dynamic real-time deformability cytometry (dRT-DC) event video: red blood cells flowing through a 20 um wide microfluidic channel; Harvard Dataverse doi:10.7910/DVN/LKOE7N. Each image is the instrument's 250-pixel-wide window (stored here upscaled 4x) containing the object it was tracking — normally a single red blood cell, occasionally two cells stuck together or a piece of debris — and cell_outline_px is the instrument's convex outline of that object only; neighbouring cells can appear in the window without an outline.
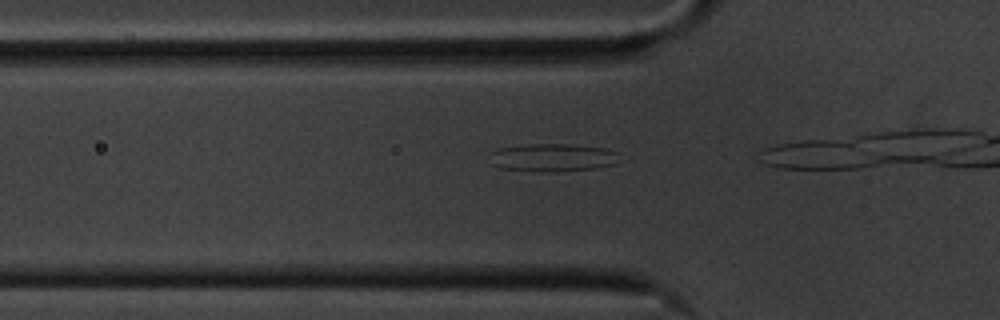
{"species": "common noctule bat (a hibernating species)", "species_latin": "Nyctalus noctula", "temperature_condition": "cold", "stored_images_in_passage": 9, "camera_frame_rate_fps": 3000, "um_per_image_px": 0.085, "animal": {"sex": "male", "body_mass_g": 20.1, "forearm_length_mm": 53.5}, "frame": {"image": 1, "passage_image": 7, "time_ms": 2.0, "image_size_px": [1000, 320], "cell_outline_px": [[620, 152], [616, 164], [596, 168], [556, 172], [532, 172], [500, 168], [492, 164], [492, 152], [500, 148], [528, 144], [576, 144], [608, 148]], "centroid_in_image_um": [47.05, 13.4], "position_along_channel_um": 78.7, "area_um2": 21.5}}